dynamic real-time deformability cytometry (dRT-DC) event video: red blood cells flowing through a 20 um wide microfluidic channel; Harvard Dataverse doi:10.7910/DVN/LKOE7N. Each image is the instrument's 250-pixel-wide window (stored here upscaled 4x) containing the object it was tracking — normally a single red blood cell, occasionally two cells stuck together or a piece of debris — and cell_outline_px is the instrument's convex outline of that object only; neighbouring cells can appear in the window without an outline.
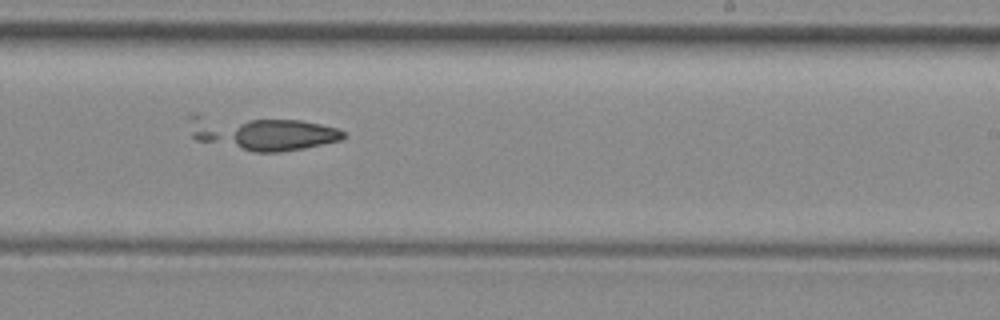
{"species": "common noctule bat (a hibernating species)", "species_latin": "Nyctalus noctula", "temperature_condition": "room temperature", "stored_images_in_passage": 52, "camera_frame_rate_fps": 3000, "um_per_image_px": 0.085, "animal": {"sex": "female", "body_mass_g": 29.2, "forearm_length_mm": 56.3}, "frame": {"image": 1, "passage_image": 31, "time_ms": 10.0, "image_size_px": [1000, 320], "cell_outline_px": [[344, 136], [340, 140], [304, 148], [280, 152], [252, 152], [236, 144], [228, 136], [240, 124], [248, 120], [300, 120], [320, 124], [336, 128], [344, 132]], "centroid_in_image_um": [24.03, 11.49], "position_along_channel_um": 265.0, "area_um2": 20.29}}
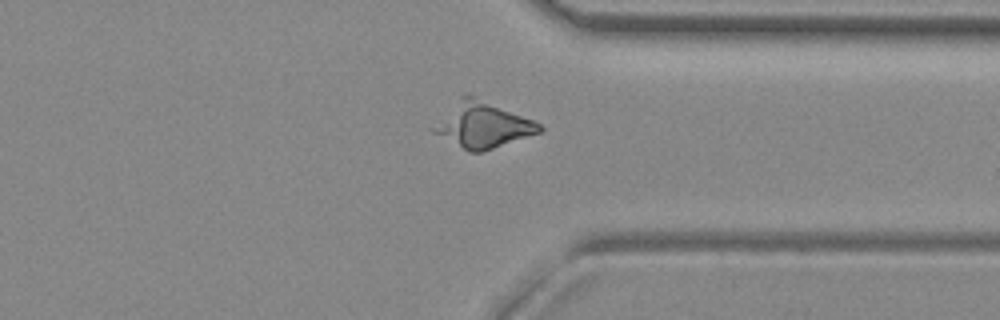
{"frame": {"image": 2, "passage_image": 39, "time_ms": 12.667, "image_size_px": [1000, 320], "cell_outline_px": [[544, 128], [540, 132], [480, 152], [468, 152], [432, 132], [428, 128], [460, 96], [472, 96], [532, 120], [540, 124]], "centroid_in_image_um": [40.93, 10.64], "position_along_channel_um": 370.5, "area_um2": 27.46}}
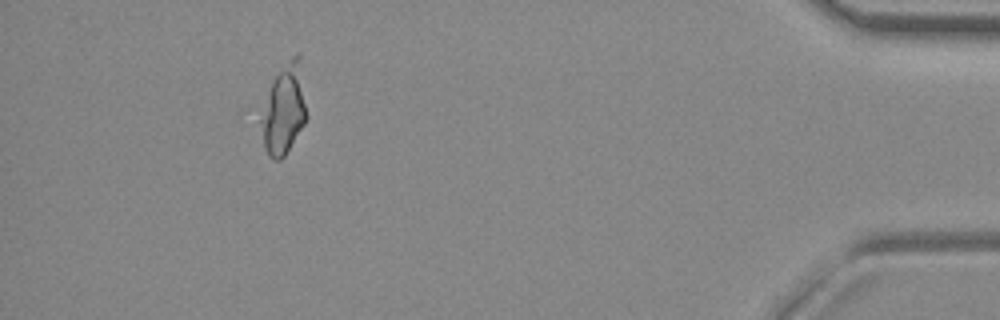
{"frame": {"image": 3, "passage_image": 47, "time_ms": 15.333, "image_size_px": [1000, 320], "cell_outline_px": [[308, 116], [304, 124], [284, 156], [280, 160], [272, 160], [268, 156], [264, 148], [260, 120], [272, 80], [288, 60], [296, 52], [300, 52]], "centroid_in_image_um": [24.17, 9.28], "position_along_channel_um": 411.0, "area_um2": 23.99}}